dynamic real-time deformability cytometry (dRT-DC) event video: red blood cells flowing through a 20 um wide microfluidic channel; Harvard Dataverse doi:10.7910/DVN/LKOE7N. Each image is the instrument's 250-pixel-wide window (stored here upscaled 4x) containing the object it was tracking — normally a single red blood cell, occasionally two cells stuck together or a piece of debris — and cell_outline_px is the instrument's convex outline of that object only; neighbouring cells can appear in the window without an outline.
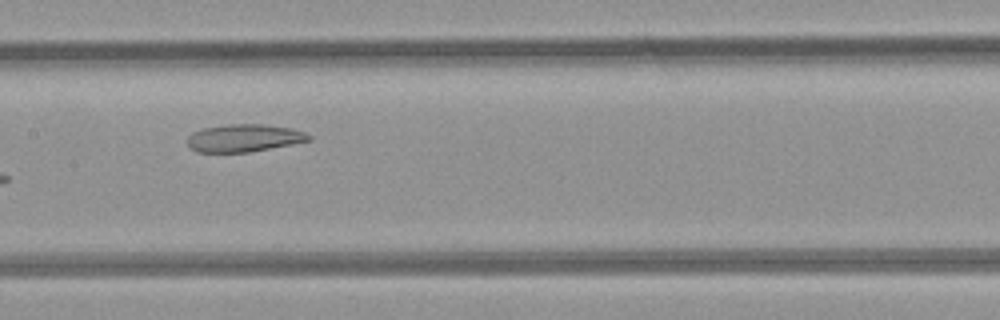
{"species": "common noctule bat (a hibernating species)", "species_latin": "Nyctalus noctula", "temperature_condition": "room temperature", "stored_images_in_passage": 10, "camera_frame_rate_fps": 3000, "um_per_image_px": 0.085, "animal": {"sex": "female", "body_mass_g": 21.9}, "frame": {"image": 1, "passage_image": 7, "time_ms": 7.667, "image_size_px": [1000, 320], "cell_outline_px": [[312, 140], [248, 152], [196, 152], [188, 148], [188, 136], [192, 132], [204, 128], [228, 124], [260, 124], [292, 128], [304, 132], [312, 136]], "centroid_in_image_um": [20.72, 11.73], "position_along_channel_um": 186.7, "area_um2": 19.48}}
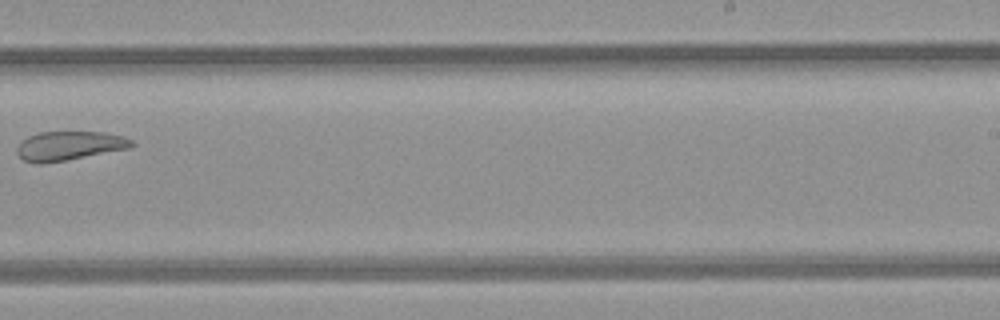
{"frame": {"image": 2, "passage_image": 9, "time_ms": 10.0, "image_size_px": [1000, 320], "cell_outline_px": [[136, 144], [128, 148], [64, 160], [40, 164], [36, 164], [24, 160], [16, 152], [16, 148], [20, 140], [28, 136], [40, 132], [104, 132], [124, 136], [132, 140]], "centroid_in_image_um": [5.84, 12.38], "position_along_channel_um": 283.2, "area_um2": 19.31}}